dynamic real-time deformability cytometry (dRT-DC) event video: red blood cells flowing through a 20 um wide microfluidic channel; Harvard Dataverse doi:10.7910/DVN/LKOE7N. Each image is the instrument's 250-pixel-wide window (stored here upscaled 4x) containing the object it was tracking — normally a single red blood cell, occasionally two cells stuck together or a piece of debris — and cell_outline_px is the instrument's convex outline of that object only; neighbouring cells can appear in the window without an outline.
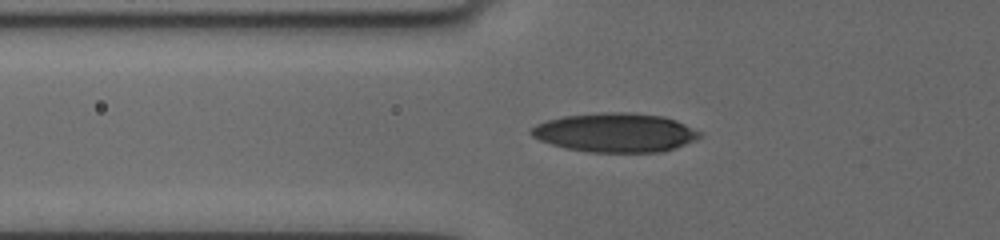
{"species": "human", "species_latin": "Homo sapiens", "temperature_condition": "cold", "stored_images_in_passage": 6, "camera_frame_rate_fps": 3000, "um_per_image_px": 0.085, "donor": {"sex": "female"}, "frame": {"image": 1, "passage_image": 6, "time_ms": 5.667, "image_size_px": [1000, 240], "cell_outline_px": [[700, 136], [684, 144], [660, 152], [588, 152], [568, 148], [552, 144], [540, 140], [532, 136], [528, 132], [536, 124], [548, 120], [564, 116], [604, 112], [628, 112], [664, 116], [676, 120], [700, 132]], "centroid_in_image_um": [52.26, 11.26], "position_along_channel_um": 73.5, "area_um2": 37.92}}